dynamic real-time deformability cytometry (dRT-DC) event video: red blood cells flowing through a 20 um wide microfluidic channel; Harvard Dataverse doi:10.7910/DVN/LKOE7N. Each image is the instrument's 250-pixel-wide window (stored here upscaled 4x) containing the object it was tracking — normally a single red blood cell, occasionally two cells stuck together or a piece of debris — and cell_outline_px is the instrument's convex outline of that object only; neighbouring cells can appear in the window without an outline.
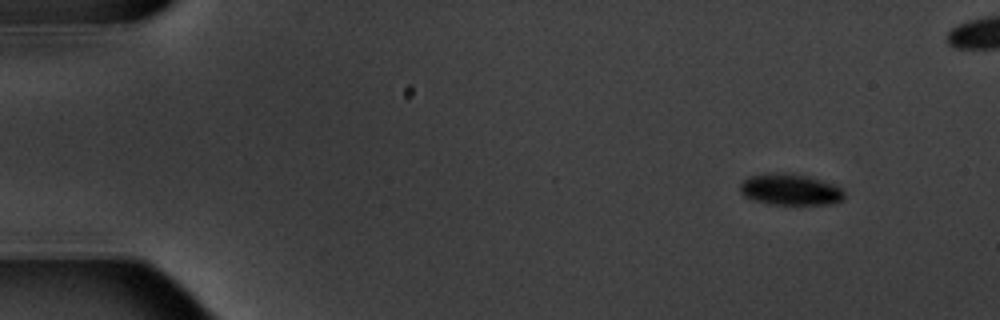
{"species": "common noctule bat (a hibernating species)", "species_latin": "Nyctalus noctula", "temperature_condition": "warm", "stored_images_in_passage": 6, "camera_frame_rate_fps": 3000, "um_per_image_px": 0.085, "animal": {"sex": "male", "body_mass_g": 20.1, "forearm_length_mm": 53.5}, "frame": {"image": 1, "passage_image": 1, "time_ms": 0.0, "image_size_px": [1000, 320], "cell_outline_px": [[844, 200], [832, 204], [768, 204], [752, 200], [744, 196], [740, 192], [740, 184], [748, 176], [776, 172], [784, 172], [808, 176], [832, 184], [840, 188], [844, 192]], "centroid_in_image_um": [67.14, 16.11], "position_along_channel_um": 17.9, "area_um2": 19.07}}